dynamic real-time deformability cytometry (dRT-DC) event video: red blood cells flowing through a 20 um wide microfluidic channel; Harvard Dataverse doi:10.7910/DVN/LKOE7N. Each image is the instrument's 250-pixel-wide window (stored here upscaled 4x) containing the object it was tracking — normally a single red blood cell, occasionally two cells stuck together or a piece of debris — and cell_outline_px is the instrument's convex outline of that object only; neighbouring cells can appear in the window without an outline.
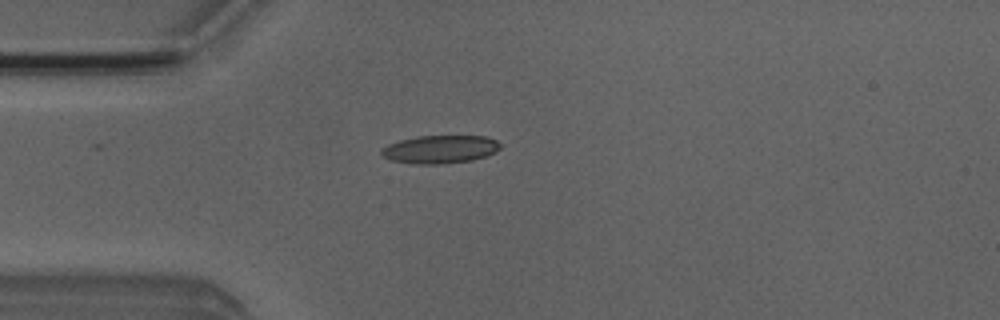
{"species": "Egyptian fruit bat (a non-hibernating species)", "species_latin": "Rousettus aegyptiacus", "temperature_condition": "room temperature", "stored_images_in_passage": 4, "camera_frame_rate_fps": 3000, "um_per_image_px": 0.085, "animal": {"sex": "male"}, "frame": {"image": 1, "passage_image": 3, "time_ms": 2.333, "image_size_px": [1000, 320], "cell_outline_px": [[500, 148], [496, 152], [472, 160], [436, 164], [416, 164], [392, 160], [384, 156], [380, 152], [380, 148], [388, 144], [400, 140], [416, 136], [488, 136], [496, 140], [500, 144]], "centroid_in_image_um": [37.4, 12.68], "position_along_channel_um": 47.6, "area_um2": 19.36}}